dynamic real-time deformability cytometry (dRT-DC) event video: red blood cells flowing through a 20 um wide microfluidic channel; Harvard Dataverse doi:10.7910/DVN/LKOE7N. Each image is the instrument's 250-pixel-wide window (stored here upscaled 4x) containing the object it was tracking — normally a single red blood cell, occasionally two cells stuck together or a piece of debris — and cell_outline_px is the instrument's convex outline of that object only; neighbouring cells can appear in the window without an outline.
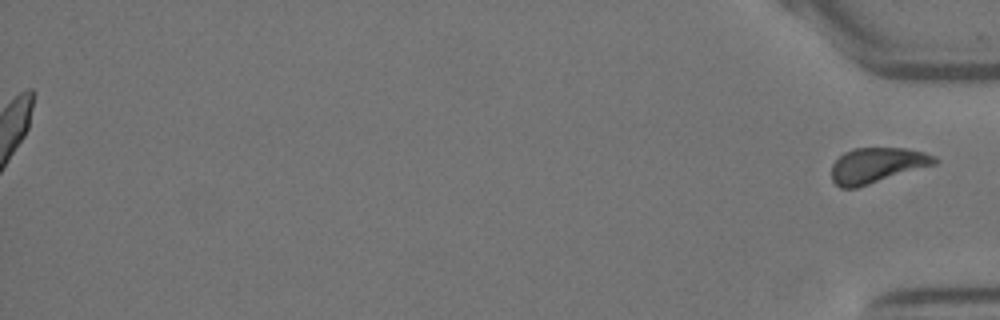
{"species": "Egyptian fruit bat (a non-hibernating species)", "species_latin": "Rousettus aegyptiacus", "temperature_condition": "warm", "stored_images_in_passage": 58, "segment_of_instrument_passage": [2, 2], "camera_frame_rate_fps": 3000, "um_per_image_px": 0.085, "animal": {"sex": "female"}, "frame": {"image": 1, "passage_image": 58, "time_ms": 19.0, "image_size_px": [1000, 320], "cell_outline_px": [[940, 160], [936, 164], [856, 188], [840, 188], [832, 180], [832, 164], [844, 152], [852, 148], [904, 148], [924, 152], [936, 156]], "centroid_in_image_um": [74.55, 14.04], "position_along_channel_um": 360.6, "area_um2": 21.21}}